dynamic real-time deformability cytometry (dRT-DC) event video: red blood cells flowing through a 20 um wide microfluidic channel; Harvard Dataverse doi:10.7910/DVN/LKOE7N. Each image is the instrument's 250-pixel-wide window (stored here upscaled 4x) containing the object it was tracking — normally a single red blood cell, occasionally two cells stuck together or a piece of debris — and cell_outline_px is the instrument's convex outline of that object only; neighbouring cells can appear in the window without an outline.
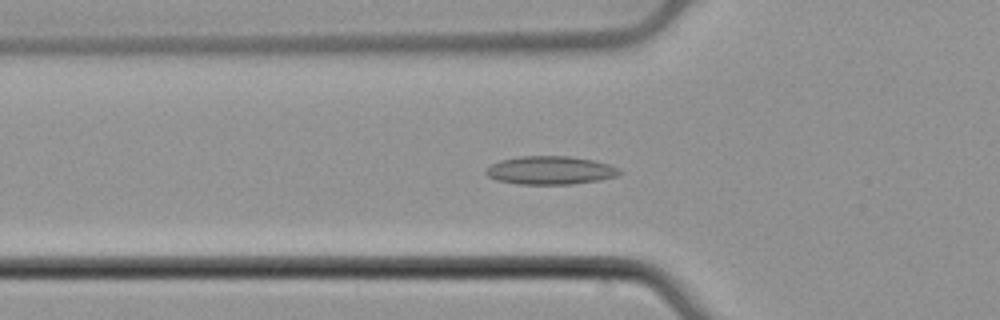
{"species": "common noctule bat (a hibernating species)", "species_latin": "Nyctalus noctula", "temperature_condition": "cold", "stored_images_in_passage": 50, "camera_frame_rate_fps": 3000, "um_per_image_px": 0.085, "animal": {"sex": "male", "body_mass_g": 21.5, "forearm_length_mm": 52.0}, "frame": {"image": 1, "passage_image": 15, "time_ms": 4.667, "image_size_px": [1000, 320], "cell_outline_px": [[624, 172], [616, 176], [600, 180], [572, 184], [516, 184], [496, 180], [488, 176], [484, 172], [492, 164], [500, 160], [520, 156], [568, 156], [592, 160], [608, 164], [620, 168]], "centroid_in_image_um": [46.79, 14.48], "position_along_channel_um": 79.0, "area_um2": 22.08}}
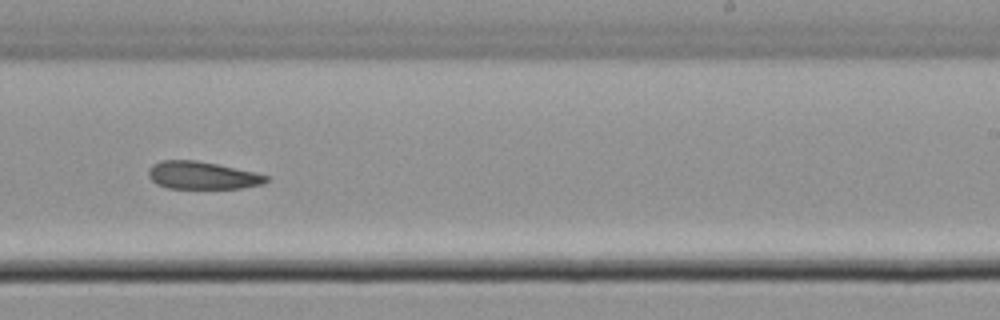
{"frame": {"image": 2, "passage_image": 30, "time_ms": 9.667, "image_size_px": [1000, 320], "cell_outline_px": [[268, 180], [264, 184], [240, 188], [168, 188], [156, 184], [148, 176], [148, 168], [152, 164], [160, 160], [196, 160], [216, 164], [252, 172], [268, 176]], "centroid_in_image_um": [17.13, 14.9], "position_along_channel_um": 271.9, "area_um2": 18.84}}
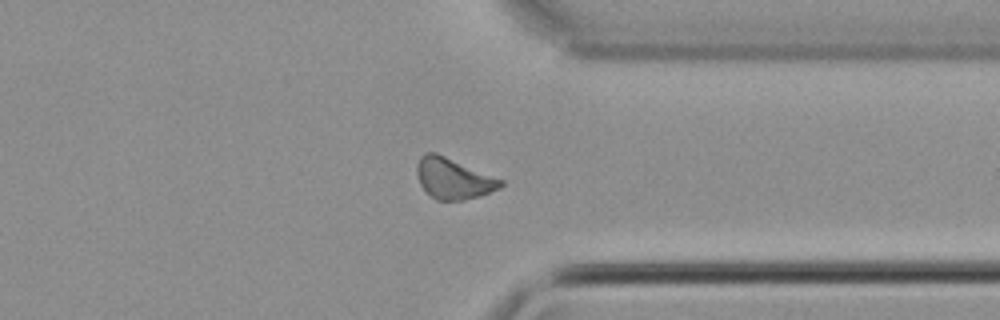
{"frame": {"image": 3, "passage_image": 38, "time_ms": 12.333, "image_size_px": [1000, 320], "cell_outline_px": [[504, 184], [500, 188], [480, 196], [464, 200], [436, 200], [424, 192], [420, 184], [416, 172], [416, 164], [420, 156], [424, 152], [436, 152], [504, 180]], "centroid_in_image_um": [38.51, 15.17], "position_along_channel_um": 372.9, "area_um2": 20.23}, "authors_computed_cell_mechanics": {"area_um2": 19.9699, "velocity_mm_per_s": 3.8654, "shape_relaxation_time_tau1_ms": 4.4504, "shape_relaxation_time_tau2_ms": null, "deformation_change_tau1": 0.0615, "deformation_change_tau2": null}}